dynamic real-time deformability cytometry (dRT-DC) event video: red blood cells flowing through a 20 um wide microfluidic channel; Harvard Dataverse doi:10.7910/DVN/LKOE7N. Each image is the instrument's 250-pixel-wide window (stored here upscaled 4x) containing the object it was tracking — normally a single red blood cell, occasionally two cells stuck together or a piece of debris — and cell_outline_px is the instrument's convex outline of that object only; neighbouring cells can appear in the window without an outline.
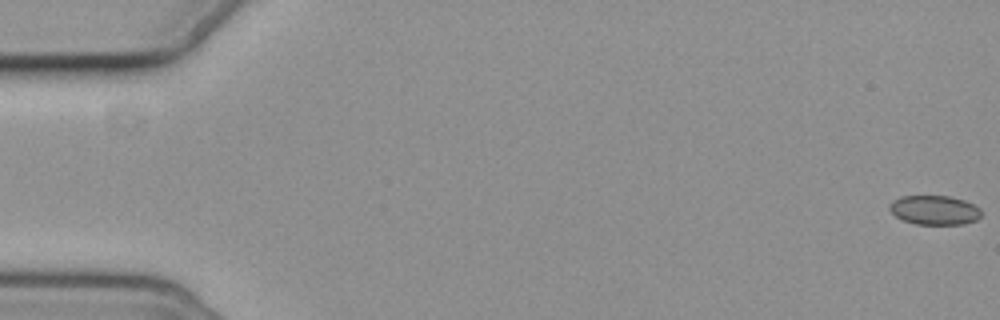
{"species": "common noctule bat (a hibernating species)", "species_latin": "Nyctalus noctula", "temperature_condition": "cold", "stored_images_in_passage": 4, "camera_frame_rate_fps": 3000, "um_per_image_px": 0.085, "animal": {"sex": "female", "body_mass_g": 19.3, "forearm_length_mm": 54.1}, "frame": {"image": 1, "passage_image": 1, "time_ms": 0.0, "image_size_px": [1000, 320], "cell_outline_px": [[980, 216], [976, 220], [964, 224], [916, 224], [904, 220], [896, 216], [888, 208], [892, 200], [900, 196], [948, 196], [964, 200], [980, 208]], "centroid_in_image_um": [79.41, 17.85], "position_along_channel_um": 5.6, "area_um2": 15.55}}